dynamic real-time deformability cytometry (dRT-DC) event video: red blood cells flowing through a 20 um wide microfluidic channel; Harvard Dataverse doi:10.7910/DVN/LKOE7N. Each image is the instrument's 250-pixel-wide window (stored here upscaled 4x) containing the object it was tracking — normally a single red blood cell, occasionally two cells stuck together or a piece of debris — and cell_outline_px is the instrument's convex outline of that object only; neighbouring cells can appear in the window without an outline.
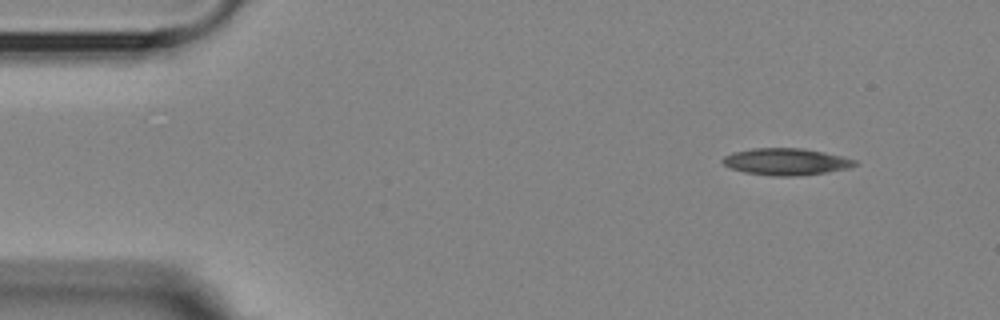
{"species": "Egyptian fruit bat (a non-hibernating species)", "species_latin": "Rousettus aegyptiacus", "temperature_condition": "room temperature", "stored_images_in_passage": 7, "camera_frame_rate_fps": 3000, "um_per_image_px": 0.085, "animal": {"sex": "female"}, "frame": {"image": 1, "passage_image": 1, "time_ms": 0.0, "image_size_px": [1000, 320], "cell_outline_px": [[860, 164], [852, 168], [828, 172], [796, 176], [772, 176], [744, 172], [732, 168], [724, 164], [720, 160], [724, 156], [732, 152], [752, 148], [804, 148], [824, 152], [856, 160]], "centroid_in_image_um": [66.84, 13.74], "position_along_channel_um": 18.2, "area_um2": 20.87}}
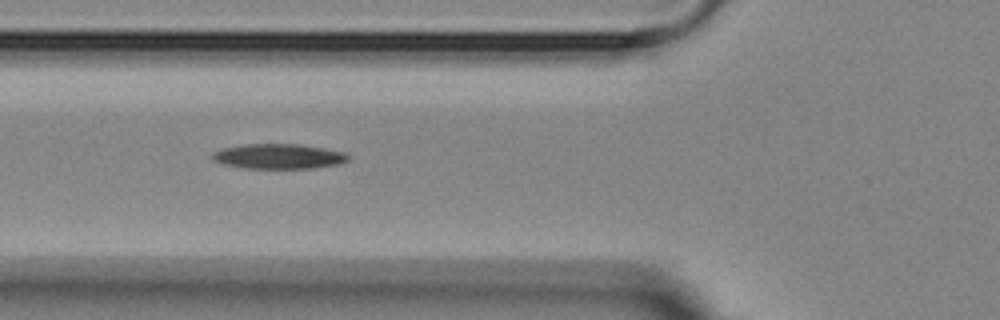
{"frame": {"image": 2, "passage_image": 5, "time_ms": 4.667, "image_size_px": [1000, 320], "cell_outline_px": [[352, 156], [348, 160], [340, 164], [312, 168], [244, 168], [224, 164], [212, 160], [212, 152], [224, 148], [244, 144], [300, 144], [324, 148], [344, 152]], "centroid_in_image_um": [23.71, 13.29], "position_along_channel_um": 102.1, "area_um2": 19.83}}
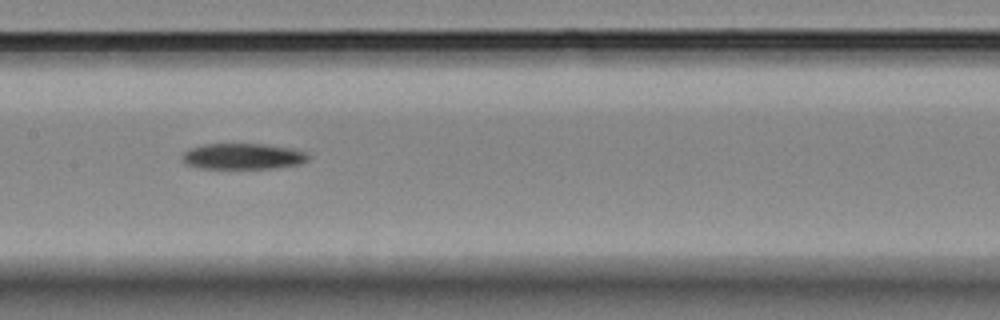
{"frame": {"image": 3, "passage_image": 7, "time_ms": 7.0, "image_size_px": [1000, 320], "cell_outline_px": [[312, 156], [308, 160], [300, 164], [276, 168], [200, 168], [184, 164], [180, 160], [180, 156], [188, 148], [204, 144], [264, 144], [292, 148], [308, 152]], "centroid_in_image_um": [20.64, 13.28], "position_along_channel_um": 186.8, "area_um2": 19.42}}